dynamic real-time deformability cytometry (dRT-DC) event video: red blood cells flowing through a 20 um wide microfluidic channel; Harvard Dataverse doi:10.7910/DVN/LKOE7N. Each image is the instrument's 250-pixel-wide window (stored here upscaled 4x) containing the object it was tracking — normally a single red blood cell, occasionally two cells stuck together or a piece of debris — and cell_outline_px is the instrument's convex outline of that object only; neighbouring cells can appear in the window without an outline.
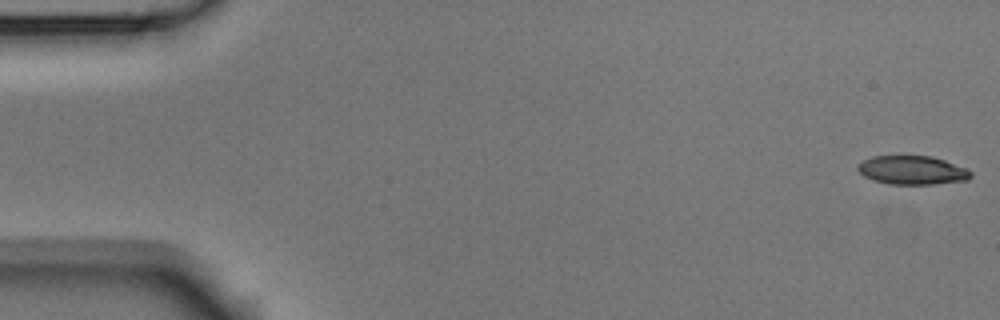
{"species": "Egyptian fruit bat (a non-hibernating species)", "species_latin": "Rousettus aegyptiacus", "temperature_condition": "room temperature", "stored_images_in_passage": 3, "camera_frame_rate_fps": 3000, "um_per_image_px": 0.085, "animal": {"sex": "male"}, "frame": {"image": 1, "passage_image": 1, "time_ms": 0.0, "image_size_px": [1000, 320], "cell_outline_px": [[972, 176], [968, 180], [932, 184], [888, 184], [864, 176], [856, 168], [856, 164], [872, 156], [932, 156], [944, 160], [964, 168], [972, 172]], "centroid_in_image_um": [77.52, 14.46], "position_along_channel_um": 7.5, "area_um2": 18.79}}